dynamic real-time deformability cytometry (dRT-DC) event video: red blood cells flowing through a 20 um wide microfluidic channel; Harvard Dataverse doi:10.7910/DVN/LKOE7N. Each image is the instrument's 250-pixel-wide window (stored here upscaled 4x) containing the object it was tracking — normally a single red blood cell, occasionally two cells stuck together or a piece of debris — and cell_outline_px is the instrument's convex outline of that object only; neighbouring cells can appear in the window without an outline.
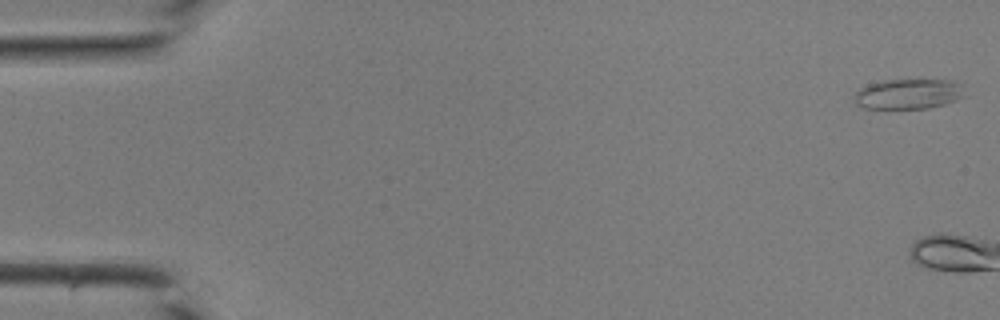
{"species": "common noctule bat (a hibernating species)", "species_latin": "Nyctalus noctula", "temperature_condition": "room temperature", "stored_images_in_passage": 2, "camera_frame_rate_fps": 3000, "um_per_image_px": 0.085, "animal": {"sex": "male", "body_mass_g": 19.0, "forearm_length_mm": 50.8}, "frame": {"image": 1, "passage_image": 1, "time_ms": 0.0, "image_size_px": [1000, 320], "cell_outline_px": [[964, 96], [956, 100], [944, 104], [928, 108], [864, 108], [856, 104], [856, 92], [860, 88], [868, 84], [884, 80], [952, 80], [964, 84]], "centroid_in_image_um": [77.26, 7.97], "position_along_channel_um": 7.7, "area_um2": 19.36}}